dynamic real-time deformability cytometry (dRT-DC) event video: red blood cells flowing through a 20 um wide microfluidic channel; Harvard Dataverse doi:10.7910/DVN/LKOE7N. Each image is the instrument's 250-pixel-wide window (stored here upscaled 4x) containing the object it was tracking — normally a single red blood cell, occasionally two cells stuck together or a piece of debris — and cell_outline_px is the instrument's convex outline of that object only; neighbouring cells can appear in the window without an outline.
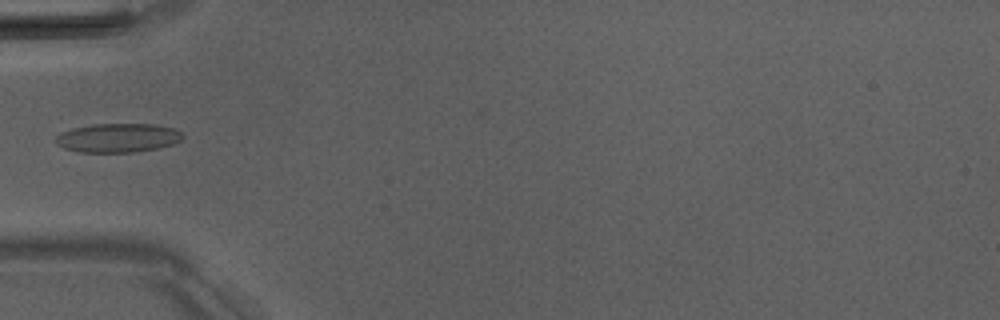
{"species": "Egyptian fruit bat (a non-hibernating species)", "species_latin": "Rousettus aegyptiacus", "temperature_condition": "room temperature", "stored_images_in_passage": 6, "camera_frame_rate_fps": 3000, "um_per_image_px": 0.085, "animal": {"sex": "male"}, "frame": {"image": 1, "passage_image": 5, "time_ms": 4.667, "image_size_px": [1000, 320], "cell_outline_px": [[184, 136], [180, 140], [172, 144], [156, 148], [136, 152], [80, 152], [64, 148], [56, 144], [56, 136], [60, 132], [72, 128], [92, 124], [152, 124], [176, 128]], "centroid_in_image_um": [10.0, 11.71], "position_along_channel_um": 75.0, "area_um2": 21.44}}